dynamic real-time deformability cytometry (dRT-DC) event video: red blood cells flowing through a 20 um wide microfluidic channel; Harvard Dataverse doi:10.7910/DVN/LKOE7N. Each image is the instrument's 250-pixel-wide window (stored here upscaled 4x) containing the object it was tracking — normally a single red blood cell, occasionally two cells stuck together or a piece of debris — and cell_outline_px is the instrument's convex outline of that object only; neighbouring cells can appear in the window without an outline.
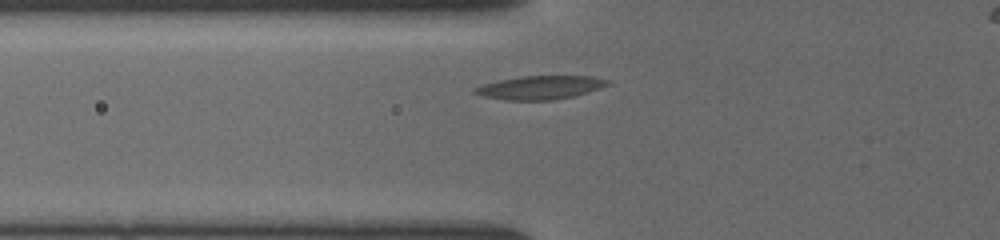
{"species": "common noctule bat (a hibernating species)", "species_latin": "Nyctalus noctula", "temperature_condition": "cold", "stored_images_in_passage": 32, "camera_frame_rate_fps": 3000, "um_per_image_px": 0.085, "animal": {"sex": "female", "body_mass_g": 19.5, "forearm_length_mm": 54.1}, "frame": {"image": 1, "passage_image": 3, "time_ms": 0.667, "image_size_px": [1000, 240], "cell_outline_px": [[612, 84], [588, 92], [572, 96], [552, 100], [508, 100], [484, 96], [472, 92], [472, 88], [484, 84], [500, 80], [520, 76], [592, 76], [612, 80]], "centroid_in_image_um": [45.96, 7.43], "position_along_channel_um": 79.8, "area_um2": 18.21}}
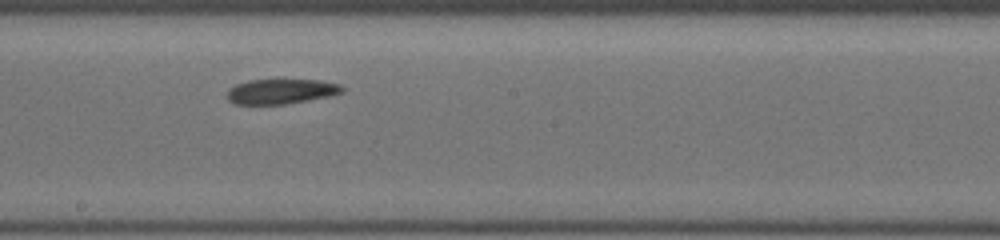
{"frame": {"image": 2, "passage_image": 16, "time_ms": 4.333, "image_size_px": [1000, 240], "cell_outline_px": [[344, 92], [328, 96], [284, 104], [236, 104], [228, 100], [228, 88], [236, 84], [248, 80], [276, 76], [320, 80], [340, 84], [344, 88]], "centroid_in_image_um": [23.88, 7.7], "position_along_channel_um": 224.3, "area_um2": 17.63}}
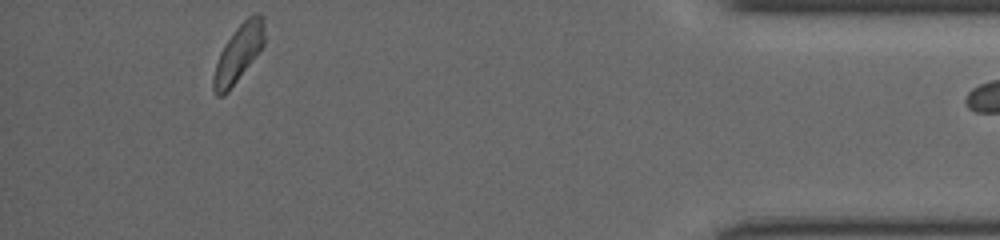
{"frame": {"image": 3, "passage_image": 31, "time_ms": 10.333, "image_size_px": [1000, 240], "cell_outline_px": [[264, 44], [228, 92], [220, 96], [216, 96], [212, 88], [212, 80], [216, 64], [220, 52], [224, 44], [236, 28], [248, 16], [256, 12], [260, 12], [264, 16]], "centroid_in_image_um": [20.26, 4.5], "position_along_channel_um": 414.9, "area_um2": 16.82}}